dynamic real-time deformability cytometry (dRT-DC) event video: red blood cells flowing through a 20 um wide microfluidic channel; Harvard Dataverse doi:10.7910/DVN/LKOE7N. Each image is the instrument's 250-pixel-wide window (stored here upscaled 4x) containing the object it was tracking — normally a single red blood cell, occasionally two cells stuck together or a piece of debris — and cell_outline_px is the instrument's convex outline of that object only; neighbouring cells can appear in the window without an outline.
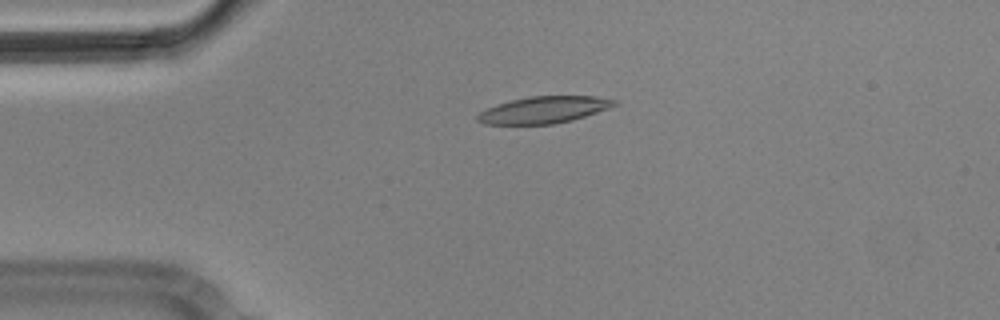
{"species": "Egyptian fruit bat (a non-hibernating species)", "species_latin": "Rousettus aegyptiacus", "temperature_condition": "cold", "stored_images_in_passage": 46, "camera_frame_rate_fps": 3000, "um_per_image_px": 0.085, "animal": {"sex": "male"}, "frame": {"image": 1, "passage_image": 3, "time_ms": 0.667, "image_size_px": [1000, 320], "cell_outline_px": [[620, 104], [572, 120], [552, 124], [484, 124], [476, 120], [476, 116], [480, 112], [496, 104], [528, 96], [596, 96], [616, 100]], "centroid_in_image_um": [46.22, 9.33], "position_along_channel_um": 38.8, "area_um2": 21.27}}
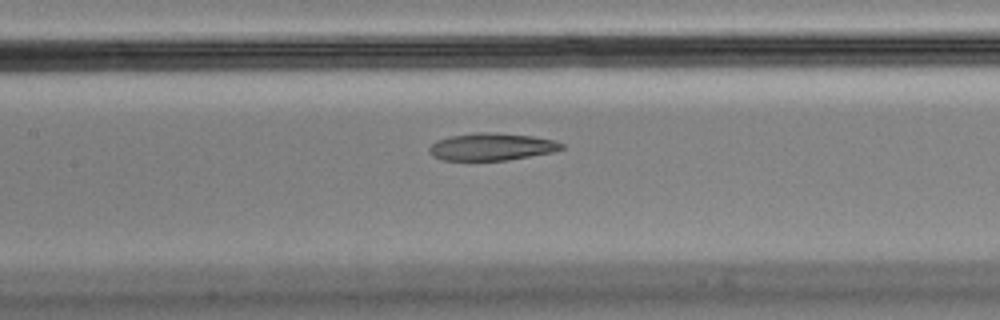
{"frame": {"image": 2, "passage_image": 16, "time_ms": 5.0, "image_size_px": [1000, 320], "cell_outline_px": [[564, 148], [552, 152], [504, 160], [440, 160], [432, 156], [428, 152], [428, 148], [436, 140], [448, 136], [476, 132], [492, 132], [532, 136], [556, 140], [564, 144]], "centroid_in_image_um": [41.74, 12.46], "position_along_channel_um": 165.7, "area_um2": 21.15}}
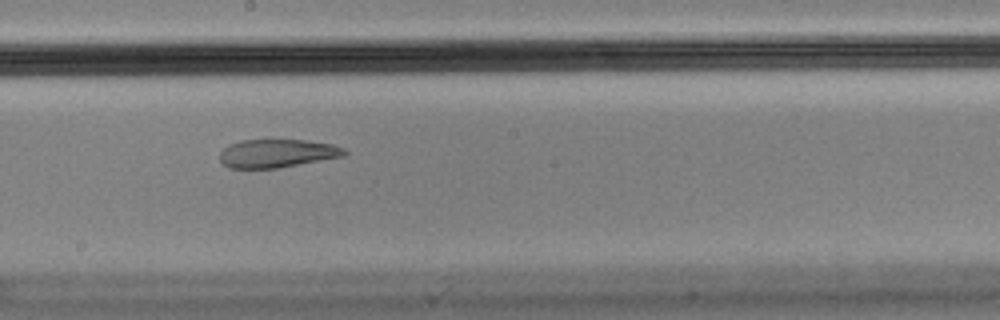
{"frame": {"image": 3, "passage_image": 21, "time_ms": 6.667, "image_size_px": [1000, 320], "cell_outline_px": [[348, 152], [344, 156], [276, 168], [228, 168], [220, 160], [220, 152], [228, 144], [240, 140], [272, 136], [304, 140], [332, 144], [344, 148]], "centroid_in_image_um": [23.52, 12.97], "position_along_channel_um": 224.7, "area_um2": 21.39}, "authors_computed_cell_mechanics": {"area_um2": 23.3512, "velocity_mm_per_s": 3.5536, "shape_relaxation_time_tau1_ms": null, "shape_relaxation_time_tau2_ms": 1.8712, "deformation_change_tau1": null, "deformation_change_tau2": 0.0908}}